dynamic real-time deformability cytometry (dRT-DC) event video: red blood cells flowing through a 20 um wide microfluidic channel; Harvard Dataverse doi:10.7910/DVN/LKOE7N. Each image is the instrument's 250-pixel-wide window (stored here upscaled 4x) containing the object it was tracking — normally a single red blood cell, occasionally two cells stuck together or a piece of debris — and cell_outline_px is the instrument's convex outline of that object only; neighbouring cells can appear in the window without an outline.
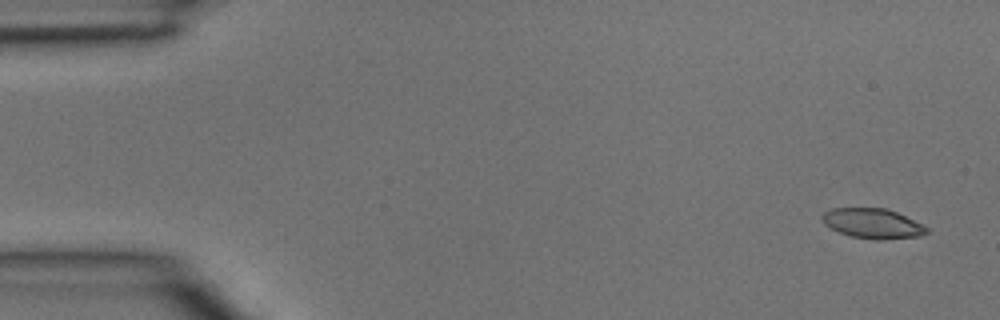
{"species": "common noctule bat (a hibernating species)", "species_latin": "Nyctalus noctula", "temperature_condition": "room temperature", "stored_images_in_passage": 5, "camera_frame_rate_fps": 3000, "um_per_image_px": 0.085, "animal": {"sex": "male", "body_mass_g": 15.6}, "frame": {"image": 1, "passage_image": 1, "time_ms": 0.0, "image_size_px": [1000, 320], "cell_outline_px": [[928, 232], [920, 236], [884, 240], [876, 240], [852, 236], [840, 232], [824, 224], [820, 216], [824, 212], [832, 208], [884, 208], [896, 212], [928, 228]], "centroid_in_image_um": [74.15, 19.0], "position_along_channel_um": 10.8, "area_um2": 18.03}}
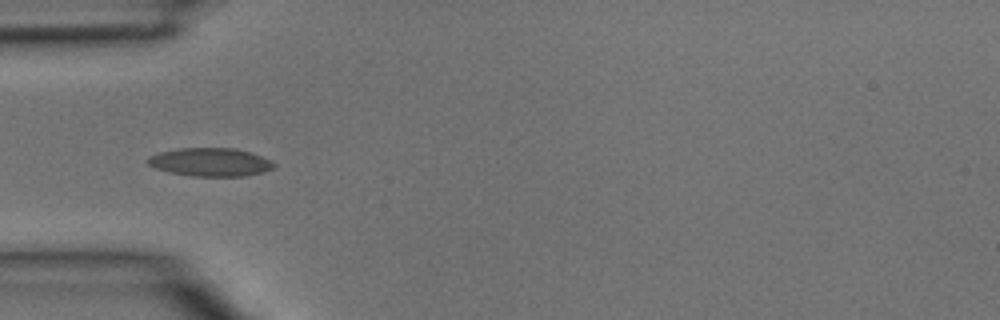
{"frame": {"image": 2, "passage_image": 4, "time_ms": 1.0, "image_size_px": [1000, 320], "cell_outline_px": [[276, 164], [272, 168], [264, 172], [244, 176], [192, 176], [168, 172], [156, 168], [148, 164], [148, 156], [160, 152], [180, 148], [236, 148], [252, 152]], "centroid_in_image_um": [17.87, 13.78], "position_along_channel_um": 67.1, "area_um2": 20.75}}